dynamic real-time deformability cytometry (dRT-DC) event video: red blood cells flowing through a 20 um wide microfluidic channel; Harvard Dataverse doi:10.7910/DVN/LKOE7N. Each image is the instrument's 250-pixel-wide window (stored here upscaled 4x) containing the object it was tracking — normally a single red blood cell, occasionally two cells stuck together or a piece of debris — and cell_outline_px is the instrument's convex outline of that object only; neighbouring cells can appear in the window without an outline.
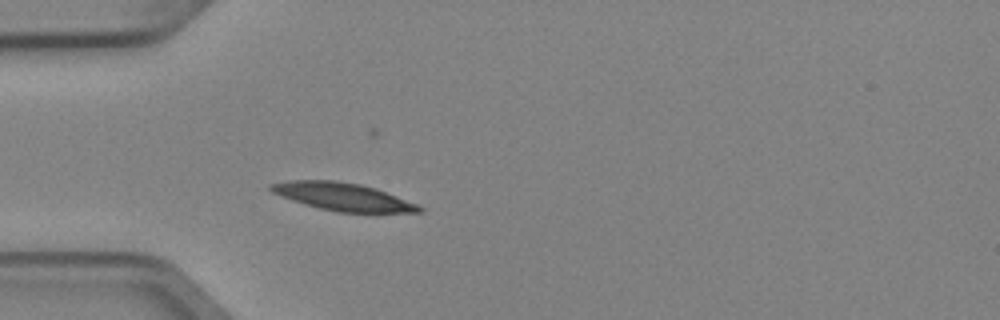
{"species": "Egyptian fruit bat (a non-hibernating species)", "species_latin": "Rousettus aegyptiacus", "temperature_condition": "cold", "stored_images_in_passage": 2, "camera_frame_rate_fps": 3000, "um_per_image_px": 0.085, "animal": {"sex": "female"}, "frame": {"image": 1, "passage_image": 2, "time_ms": 0.333, "image_size_px": [1000, 320], "cell_outline_px": [[424, 212], [336, 212], [304, 204], [280, 196], [272, 192], [268, 188], [268, 184], [292, 180], [336, 180], [360, 184], [376, 188], [416, 204], [424, 208]], "centroid_in_image_um": [29.1, 16.71], "position_along_channel_um": 55.9, "area_um2": 23.87}}